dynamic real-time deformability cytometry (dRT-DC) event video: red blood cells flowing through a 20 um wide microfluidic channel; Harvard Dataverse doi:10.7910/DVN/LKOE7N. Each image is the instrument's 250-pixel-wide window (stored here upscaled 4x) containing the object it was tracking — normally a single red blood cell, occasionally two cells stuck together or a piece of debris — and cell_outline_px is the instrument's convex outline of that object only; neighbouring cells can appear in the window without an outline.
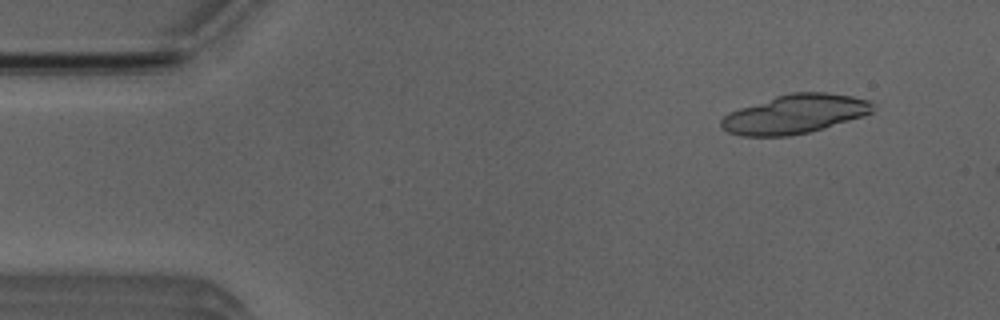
{"species": "Egyptian fruit bat (a non-hibernating species)", "species_latin": "Rousettus aegyptiacus", "temperature_condition": "room temperature", "stored_images_in_passage": 8, "segment_of_instrument_passage": [1, 2], "camera_frame_rate_fps": 3000, "um_per_image_px": 0.085, "animal": {"sex": "male"}, "frame": {"image": 1, "passage_image": 1, "time_ms": 0.0, "image_size_px": [1000, 320], "cell_outline_px": [[876, 108], [872, 112], [864, 116], [824, 128], [808, 132], [788, 136], [740, 136], [728, 132], [720, 124], [720, 120], [728, 112], [776, 96], [792, 92], [828, 92], [852, 96], [868, 100]], "centroid_in_image_um": [67.58, 9.7], "position_along_channel_um": 17.4, "area_um2": 34.39}}